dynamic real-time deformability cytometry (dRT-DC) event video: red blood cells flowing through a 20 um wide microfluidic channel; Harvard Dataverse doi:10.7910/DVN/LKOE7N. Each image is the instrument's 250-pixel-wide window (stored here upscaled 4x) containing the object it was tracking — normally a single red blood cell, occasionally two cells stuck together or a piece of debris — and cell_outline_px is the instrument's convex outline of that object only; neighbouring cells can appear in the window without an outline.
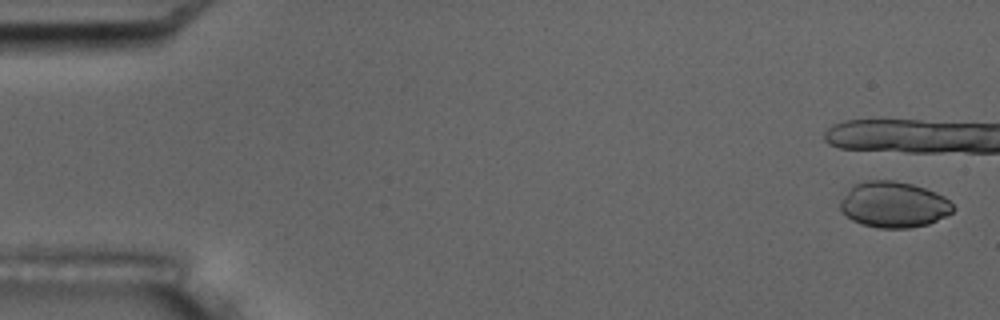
{"species": "common noctule bat (a hibernating species)", "species_latin": "Nyctalus noctula", "temperature_condition": "room temperature", "stored_images_in_passage": 7, "camera_frame_rate_fps": 3000, "um_per_image_px": 0.085, "animal": {"sex": "male", "body_mass_g": 17.5, "forearm_length_mm": 52.3}, "frame": {"image": 1, "passage_image": 1, "time_ms": 0.0, "image_size_px": [1000, 320], "cell_outline_px": [[956, 208], [952, 212], [928, 224], [908, 228], [880, 228], [864, 224], [852, 220], [840, 208], [840, 200], [852, 184], [864, 180], [892, 180], [912, 184], [936, 192], [944, 196]], "centroid_in_image_um": [75.95, 17.37], "position_along_channel_um": 9.0, "area_um2": 30.11}}